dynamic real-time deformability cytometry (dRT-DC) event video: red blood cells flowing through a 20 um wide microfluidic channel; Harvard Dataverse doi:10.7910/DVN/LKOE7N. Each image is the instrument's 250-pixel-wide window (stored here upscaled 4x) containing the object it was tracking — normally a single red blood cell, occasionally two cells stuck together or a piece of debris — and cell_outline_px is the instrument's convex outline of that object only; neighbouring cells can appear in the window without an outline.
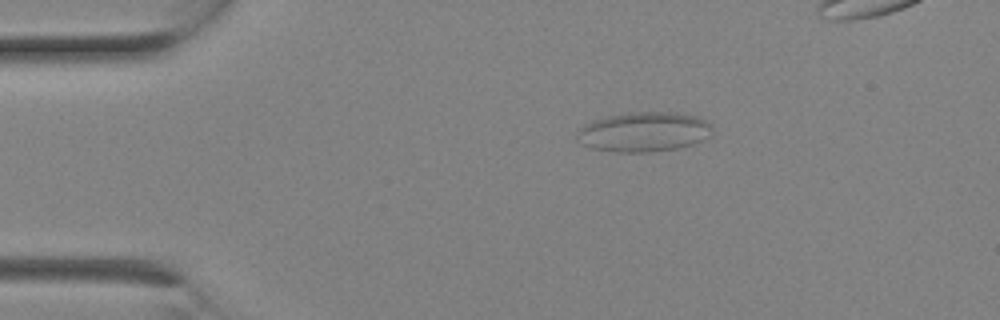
{"species": "Egyptian fruit bat (a non-hibernating species)", "species_latin": "Rousettus aegyptiacus", "temperature_condition": "room temperature", "stored_images_in_passage": 4, "camera_frame_rate_fps": 3000, "um_per_image_px": 0.085, "animal": {"sex": "female"}, "frame": {"image": 1, "passage_image": 1, "time_ms": 0.0, "image_size_px": [1000, 320], "cell_outline_px": [[712, 136], [704, 140], [692, 144], [676, 148], [648, 152], [612, 152], [592, 148], [580, 144], [576, 140], [576, 136], [580, 128], [584, 124], [592, 120], [608, 116], [628, 112], [676, 112], [696, 116], [712, 124]], "centroid_in_image_um": [54.72, 11.21], "position_along_channel_um": 30.3, "area_um2": 31.67}}